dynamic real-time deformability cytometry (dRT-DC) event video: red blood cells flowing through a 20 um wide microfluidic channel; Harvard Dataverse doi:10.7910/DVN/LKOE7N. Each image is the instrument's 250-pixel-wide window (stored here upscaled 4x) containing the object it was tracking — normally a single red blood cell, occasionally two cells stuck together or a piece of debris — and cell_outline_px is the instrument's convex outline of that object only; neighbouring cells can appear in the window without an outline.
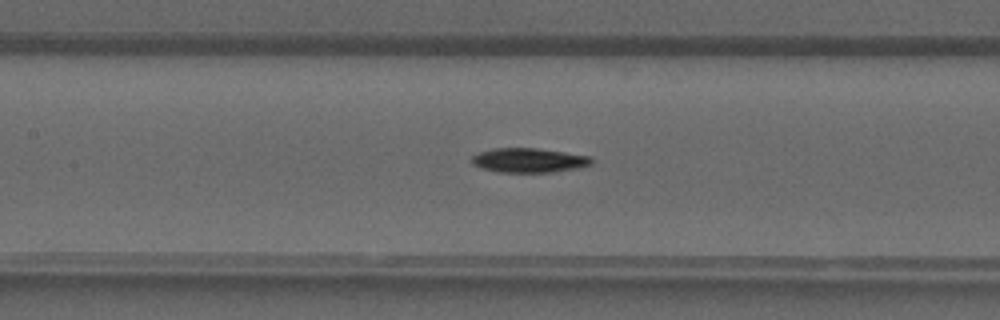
{"species": "common noctule bat (a hibernating species)", "species_latin": "Nyctalus noctula", "temperature_condition": "warm", "stored_images_in_passage": 40, "camera_frame_rate_fps": 3000, "um_per_image_px": 0.085, "animal": {"sex": "male", "forearm_length_mm": 52.5}, "frame": {"image": 1, "passage_image": 19, "time_ms": 6.0, "image_size_px": [1000, 320], "cell_outline_px": [[592, 164], [580, 168], [552, 172], [500, 172], [480, 168], [472, 164], [472, 156], [480, 152], [492, 148], [536, 148], [592, 156]], "centroid_in_image_um": [44.97, 13.62], "position_along_channel_um": 162.4, "area_um2": 17.11}}
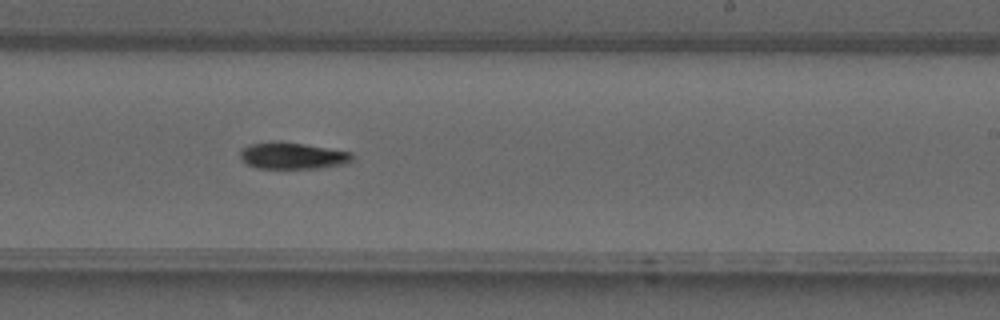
{"frame": {"image": 2, "passage_image": 25, "time_ms": 8.0, "image_size_px": [1000, 320], "cell_outline_px": [[352, 160], [344, 164], [320, 168], [256, 168], [248, 164], [240, 156], [240, 152], [248, 144], [272, 140], [276, 140], [304, 144], [352, 152]], "centroid_in_image_um": [24.85, 13.22], "position_along_channel_um": 264.2, "area_um2": 17.4}}
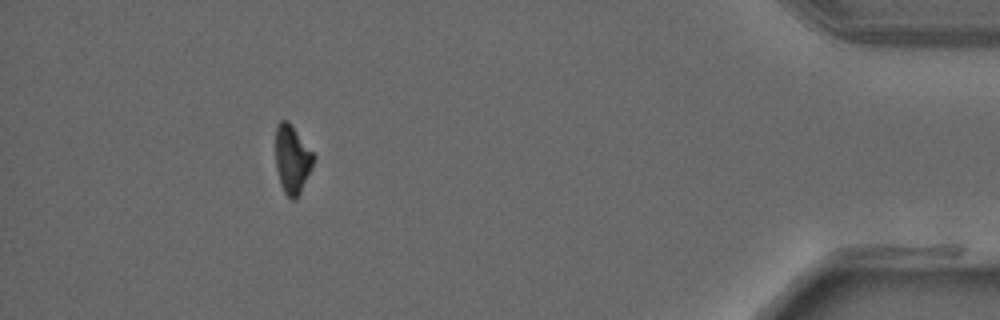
{"frame": {"image": 3, "passage_image": 37, "time_ms": 12.0, "image_size_px": [1000, 320], "cell_outline_px": [[316, 156], [300, 192], [296, 200], [292, 200], [284, 192], [280, 184], [276, 168], [276, 124], [280, 120], [288, 120], [292, 124]], "centroid_in_image_um": [24.83, 13.5], "position_along_channel_um": 410.4, "area_um2": 15.14}}